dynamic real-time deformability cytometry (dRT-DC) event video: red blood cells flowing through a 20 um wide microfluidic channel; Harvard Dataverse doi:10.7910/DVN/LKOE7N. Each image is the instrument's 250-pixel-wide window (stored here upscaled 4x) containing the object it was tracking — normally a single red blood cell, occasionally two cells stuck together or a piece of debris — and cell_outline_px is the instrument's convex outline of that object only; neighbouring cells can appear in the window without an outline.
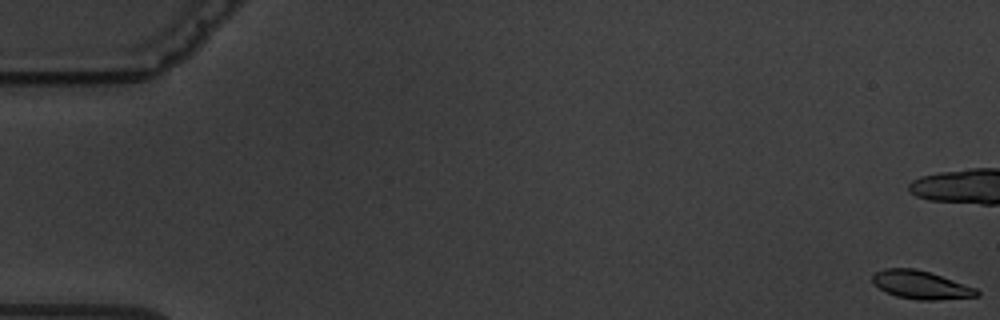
{"species": "common noctule bat (a hibernating species)", "species_latin": "Nyctalus noctula", "temperature_condition": "warm", "stored_images_in_passage": 16, "camera_frame_rate_fps": 3000, "um_per_image_px": 0.085, "animal": {"sex": "male", "body_mass_g": 19.5, "forearm_length_mm": 54.6}, "frame": {"image": 1, "passage_image": 1, "time_ms": 0.0, "image_size_px": [1000, 320], "cell_outline_px": [[980, 296], [936, 300], [916, 300], [896, 296], [880, 288], [872, 280], [872, 276], [876, 272], [884, 268], [916, 268], [976, 288], [980, 292]], "centroid_in_image_um": [78.29, 24.22], "position_along_channel_um": 6.7, "area_um2": 16.94}}
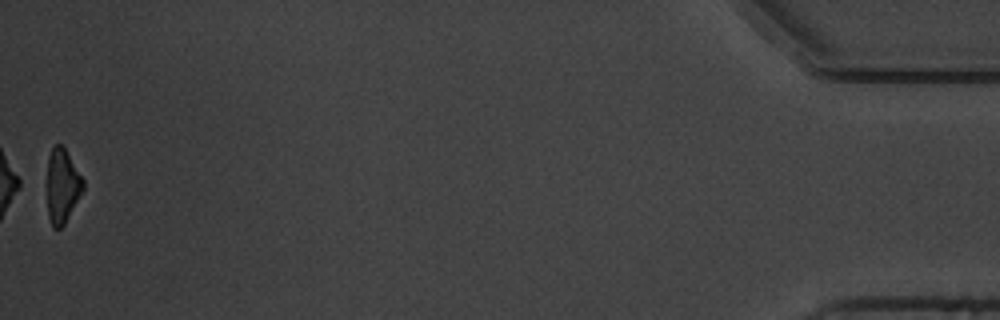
{"frame": {"image": 2, "passage_image": 16, "time_ms": 20.0, "image_size_px": [1000, 320], "cell_outline_px": [[84, 188], [64, 224], [60, 228], [52, 228], [48, 216], [48, 156], [52, 148], [56, 144], [60, 144], [64, 148], [84, 180]], "centroid_in_image_um": [5.29, 15.81], "position_along_channel_um": 429.9, "area_um2": 15.2}, "authors_computed_cell_mechanics": {"area_um2": 18.6983, "velocity_mm_per_s": 3.5349, "shape_relaxation_time_tau1_ms": 2.2682, "shape_relaxation_time_tau2_ms": 2.1398, "deformation_change_tau1": 0.1046, "deformation_change_tau2": 0.0684}}